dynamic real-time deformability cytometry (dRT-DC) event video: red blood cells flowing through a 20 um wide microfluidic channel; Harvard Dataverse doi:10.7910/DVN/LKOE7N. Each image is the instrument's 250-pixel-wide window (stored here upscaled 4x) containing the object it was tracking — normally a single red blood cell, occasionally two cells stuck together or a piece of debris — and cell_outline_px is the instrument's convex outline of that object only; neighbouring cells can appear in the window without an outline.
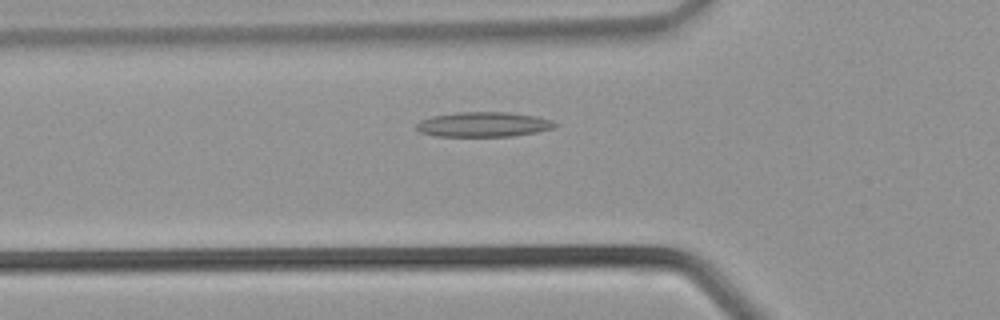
{"species": "common noctule bat (a hibernating species)", "species_latin": "Nyctalus noctula", "temperature_condition": "warm", "stored_images_in_passage": 30, "camera_frame_rate_fps": 3000, "um_per_image_px": 0.085, "animal": {"sex": "male", "body_mass_g": 21.5, "forearm_length_mm": 52.0}, "frame": {"image": 1, "passage_image": 7, "time_ms": 2.0, "image_size_px": [1000, 320], "cell_outline_px": [[560, 124], [552, 128], [536, 132], [512, 136], [436, 136], [420, 132], [416, 128], [416, 124], [420, 120], [432, 116], [456, 112], [508, 112], [536, 116], [552, 120]], "centroid_in_image_um": [41.09, 10.57], "position_along_channel_um": 84.7, "area_um2": 20.11}}
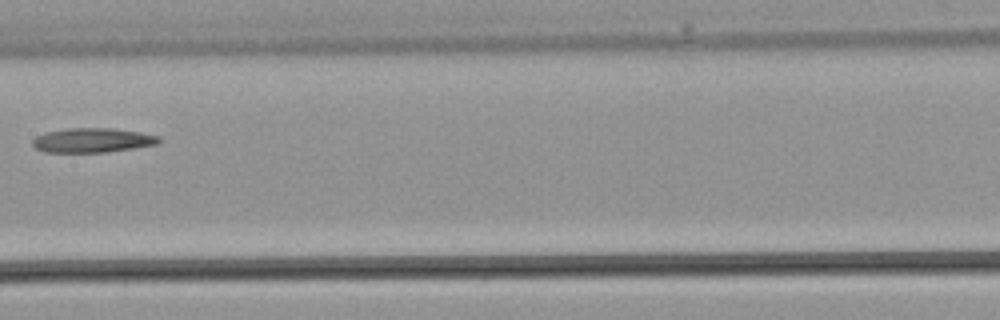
{"frame": {"image": 2, "passage_image": 13, "time_ms": 4.0, "image_size_px": [1000, 320], "cell_outline_px": [[160, 144], [108, 152], [44, 152], [36, 148], [32, 144], [32, 140], [36, 136], [44, 132], [68, 128], [112, 128], [140, 132], [160, 136]], "centroid_in_image_um": [7.87, 11.92], "position_along_channel_um": 199.5, "area_um2": 18.15}}
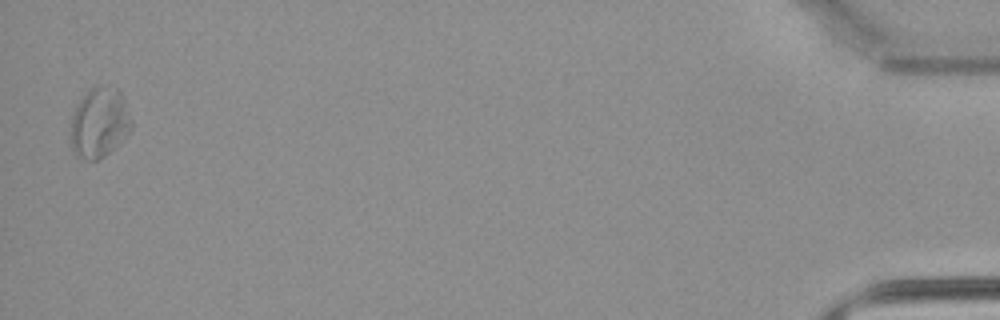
{"frame": {"image": 3, "passage_image": 30, "time_ms": 9.667, "image_size_px": [1000, 320], "cell_outline_px": [[132, 128], [124, 140], [100, 160], [84, 160], [72, 152], [72, 116], [76, 104], [92, 88], [104, 84], [120, 88], [124, 96], [132, 120]], "centroid_in_image_um": [8.5, 10.42], "position_along_channel_um": 426.7, "area_um2": 25.2}}